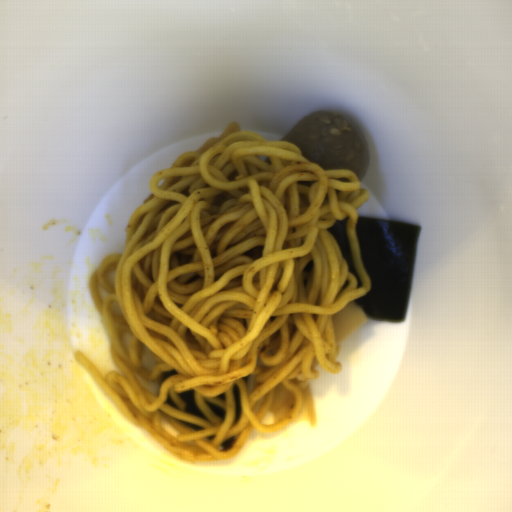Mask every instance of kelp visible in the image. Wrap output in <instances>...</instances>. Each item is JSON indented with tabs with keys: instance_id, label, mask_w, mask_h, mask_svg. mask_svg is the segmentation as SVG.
I'll list each match as a JSON object with an SVG mask.
<instances>
[{
	"instance_id": "obj_1",
	"label": "kelp",
	"mask_w": 512,
	"mask_h": 512,
	"mask_svg": "<svg viewBox=\"0 0 512 512\" xmlns=\"http://www.w3.org/2000/svg\"><path fill=\"white\" fill-rule=\"evenodd\" d=\"M420 232L416 223L357 216L356 234L370 290L353 301L368 319H405Z\"/></svg>"
},
{
	"instance_id": "obj_2",
	"label": "kelp",
	"mask_w": 512,
	"mask_h": 512,
	"mask_svg": "<svg viewBox=\"0 0 512 512\" xmlns=\"http://www.w3.org/2000/svg\"><path fill=\"white\" fill-rule=\"evenodd\" d=\"M349 218L344 217L343 220H336L332 226L327 228L328 232L336 241L342 257L346 263L347 272L354 275L357 280V289L362 287L363 283L354 267L352 251L347 235V222Z\"/></svg>"
}]
</instances>
